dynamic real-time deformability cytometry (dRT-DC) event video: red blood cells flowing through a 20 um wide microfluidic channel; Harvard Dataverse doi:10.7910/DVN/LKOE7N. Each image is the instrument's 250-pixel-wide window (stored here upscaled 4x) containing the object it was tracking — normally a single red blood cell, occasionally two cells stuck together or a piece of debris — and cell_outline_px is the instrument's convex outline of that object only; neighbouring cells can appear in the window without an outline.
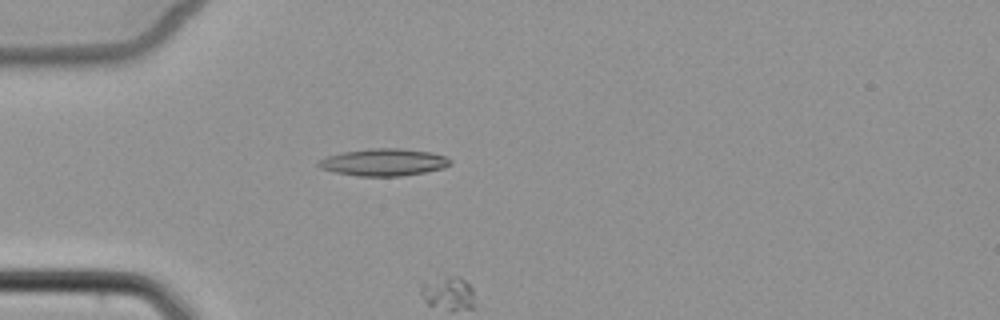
{"species": "common noctule bat (a hibernating species)", "species_latin": "Nyctalus noctula", "temperature_condition": "cold", "stored_images_in_passage": 5, "camera_frame_rate_fps": 3000, "um_per_image_px": 0.085, "animal": {"sex": "female", "body_mass_g": 22.7, "forearm_length_mm": 54.2}, "frame": {"image": 1, "passage_image": 5, "time_ms": 5.333, "image_size_px": [1000, 320], "cell_outline_px": [[452, 164], [444, 168], [424, 172], [400, 176], [356, 176], [336, 172], [320, 168], [316, 164], [316, 160], [340, 152], [368, 148], [400, 148], [432, 152], [444, 156], [452, 160]], "centroid_in_image_um": [32.6, 13.78], "position_along_channel_um": 52.4, "area_um2": 21.1}}